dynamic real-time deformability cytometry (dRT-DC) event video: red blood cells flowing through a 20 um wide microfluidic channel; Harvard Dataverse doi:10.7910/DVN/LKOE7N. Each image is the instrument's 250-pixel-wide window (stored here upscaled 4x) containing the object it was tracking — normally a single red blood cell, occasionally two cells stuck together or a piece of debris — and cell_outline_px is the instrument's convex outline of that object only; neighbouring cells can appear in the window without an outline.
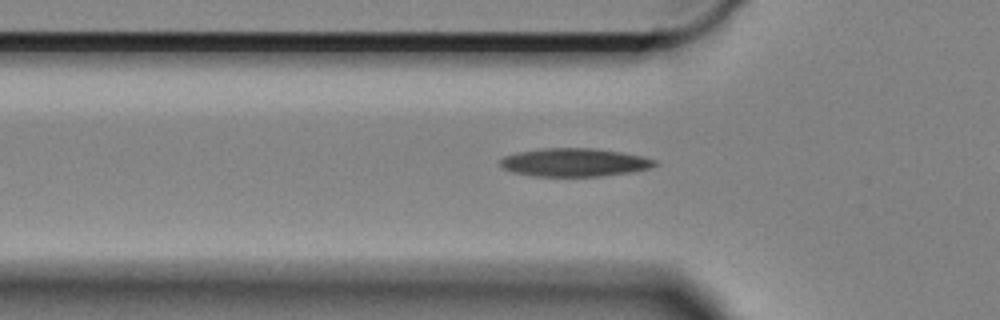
{"species": "Egyptian fruit bat (a non-hibernating species)", "species_latin": "Rousettus aegyptiacus", "temperature_condition": "cold", "stored_images_in_passage": 42, "camera_frame_rate_fps": 3000, "um_per_image_px": 0.085, "animal": {"sex": "female"}, "frame": {"image": 1, "passage_image": 9, "time_ms": 2.667, "image_size_px": [1000, 320], "cell_outline_px": [[656, 164], [648, 168], [628, 172], [596, 176], [536, 176], [512, 172], [504, 168], [500, 164], [500, 160], [504, 156], [516, 152], [544, 148], [592, 148], [620, 152], [640, 156], [656, 160]], "centroid_in_image_um": [48.76, 13.79], "position_along_channel_um": 77.0, "area_um2": 25.03}}
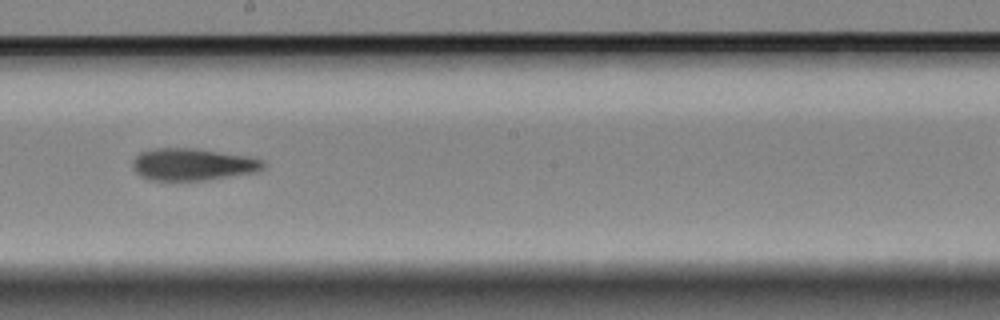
{"frame": {"image": 2, "passage_image": 23, "time_ms": 7.333, "image_size_px": [1000, 320], "cell_outline_px": [[264, 164], [260, 168], [252, 172], [204, 180], [152, 180], [140, 176], [136, 172], [132, 164], [132, 160], [140, 152], [152, 148], [192, 148], [248, 156], [264, 160]], "centroid_in_image_um": [16.3, 13.96], "position_along_channel_um": 231.9, "area_um2": 24.04}}
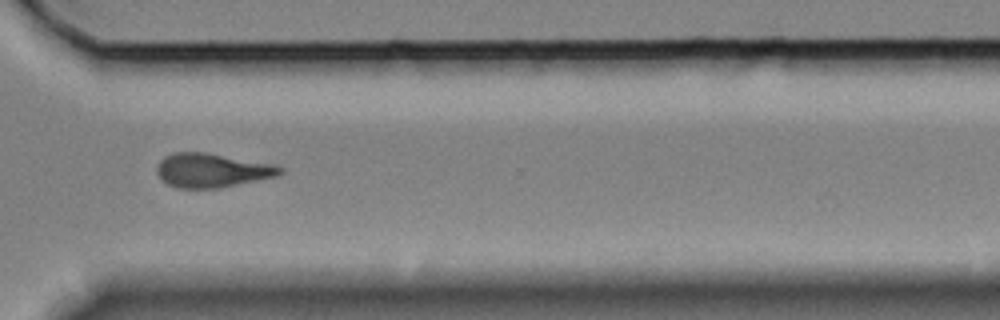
{"frame": {"image": 3, "passage_image": 34, "time_ms": 11.0, "image_size_px": [1000, 320], "cell_outline_px": [[284, 172], [276, 176], [220, 188], [176, 188], [168, 184], [156, 172], [156, 164], [164, 156], [172, 152], [204, 152], [272, 164], [284, 168]], "centroid_in_image_um": [17.98, 14.48], "position_along_channel_um": 352.6, "area_um2": 24.33}, "authors_computed_cell_mechanics": {"area_um2": 24.276, "velocity_mm_per_s": 3.2978, "shape_relaxation_time_tau1_ms": null, "shape_relaxation_time_tau2_ms": 8.6129, "deformation_change_tau1": null, "deformation_change_tau2": 0.1908}}